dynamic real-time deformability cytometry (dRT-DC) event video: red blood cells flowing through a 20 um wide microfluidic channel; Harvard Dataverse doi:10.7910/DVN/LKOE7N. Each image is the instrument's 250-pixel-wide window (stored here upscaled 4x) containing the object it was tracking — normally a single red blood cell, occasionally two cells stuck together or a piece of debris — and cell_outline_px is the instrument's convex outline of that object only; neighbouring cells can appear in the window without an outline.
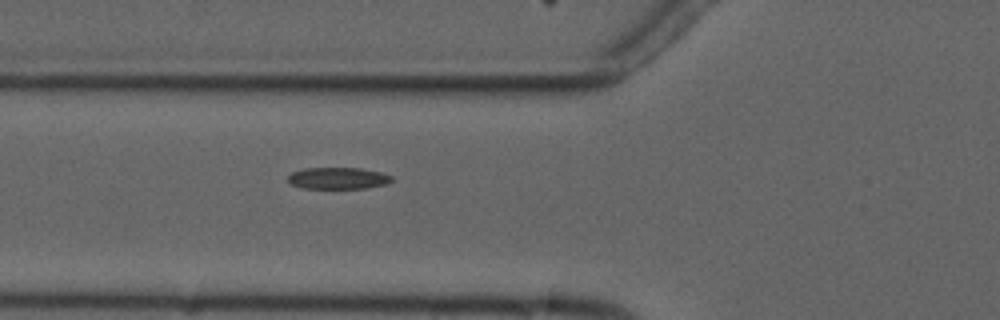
{"species": "common noctule bat (a hibernating species)", "species_latin": "Nyctalus noctula", "temperature_condition": "cold", "stored_images_in_passage": 2, "camera_frame_rate_fps": 3000, "um_per_image_px": 0.085, "animal": {"sex": "male", "forearm_length_mm": 52.5}, "frame": {"image": 1, "passage_image": 2, "time_ms": 1.0, "image_size_px": [1000, 320], "cell_outline_px": [[392, 180], [388, 184], [368, 188], [304, 188], [292, 184], [288, 180], [288, 176], [292, 172], [304, 168], [360, 168], [380, 172], [392, 176]], "centroid_in_image_um": [28.76, 15.15], "position_along_channel_um": 97.0, "area_um2": 13.06}}